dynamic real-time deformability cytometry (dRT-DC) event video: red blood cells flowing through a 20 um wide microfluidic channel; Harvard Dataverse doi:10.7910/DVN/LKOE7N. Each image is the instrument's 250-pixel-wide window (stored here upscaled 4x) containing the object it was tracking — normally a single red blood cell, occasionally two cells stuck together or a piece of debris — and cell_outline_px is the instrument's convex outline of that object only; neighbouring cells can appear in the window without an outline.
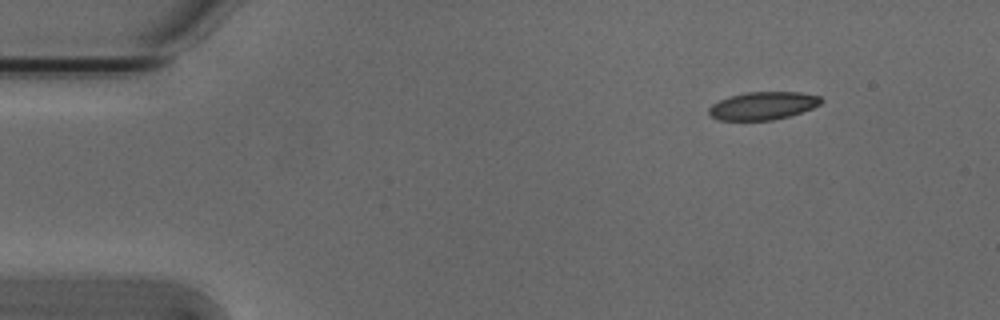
{"species": "Egyptian fruit bat (a non-hibernating species)", "species_latin": "Rousettus aegyptiacus", "temperature_condition": "cold", "stored_images_in_passage": 48, "camera_frame_rate_fps": 3000, "um_per_image_px": 0.085, "animal": {"sex": "male"}, "frame": {"image": 1, "passage_image": 1, "time_ms": 0.0, "image_size_px": [1000, 320], "cell_outline_px": [[824, 100], [820, 104], [812, 108], [788, 116], [772, 120], [720, 120], [712, 116], [708, 112], [708, 108], [712, 104], [720, 100], [732, 96], [748, 92], [800, 92], [820, 96]], "centroid_in_image_um": [64.87, 8.98], "position_along_channel_um": 20.1, "area_um2": 18.03}}
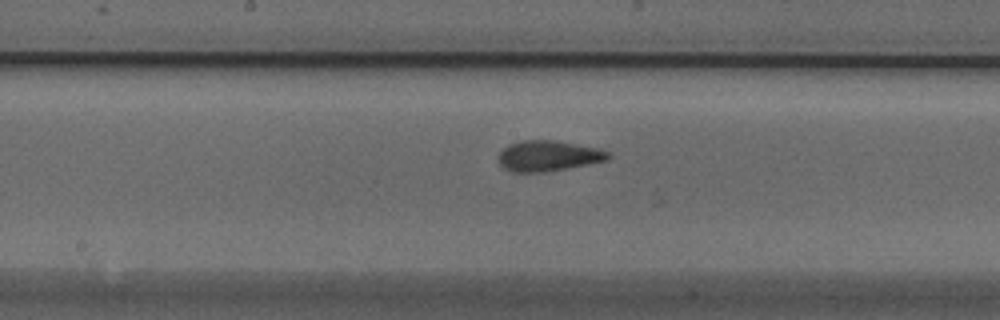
{"frame": {"image": 2, "passage_image": 22, "time_ms": 7.0, "image_size_px": [1000, 320], "cell_outline_px": [[612, 156], [608, 160], [568, 168], [544, 172], [512, 172], [504, 168], [500, 164], [500, 152], [508, 144], [524, 140], [556, 140], [600, 148], [608, 152]], "centroid_in_image_um": [46.64, 13.24], "position_along_channel_um": 201.6, "area_um2": 19.59}}
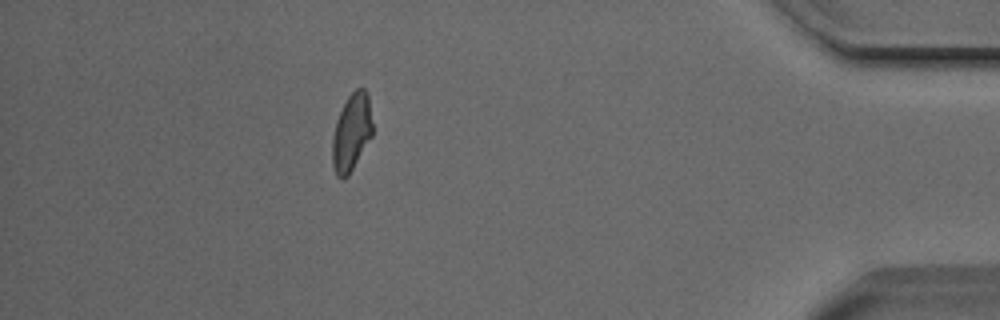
{"frame": {"image": 3, "passage_image": 42, "time_ms": 13.667, "image_size_px": [1000, 320], "cell_outline_px": [[372, 136], [348, 176], [344, 180], [340, 180], [336, 176], [332, 164], [332, 136], [336, 120], [348, 96], [356, 88], [364, 88], [368, 92], [372, 124]], "centroid_in_image_um": [29.87, 11.28], "position_along_channel_um": 405.3, "area_um2": 18.26}}